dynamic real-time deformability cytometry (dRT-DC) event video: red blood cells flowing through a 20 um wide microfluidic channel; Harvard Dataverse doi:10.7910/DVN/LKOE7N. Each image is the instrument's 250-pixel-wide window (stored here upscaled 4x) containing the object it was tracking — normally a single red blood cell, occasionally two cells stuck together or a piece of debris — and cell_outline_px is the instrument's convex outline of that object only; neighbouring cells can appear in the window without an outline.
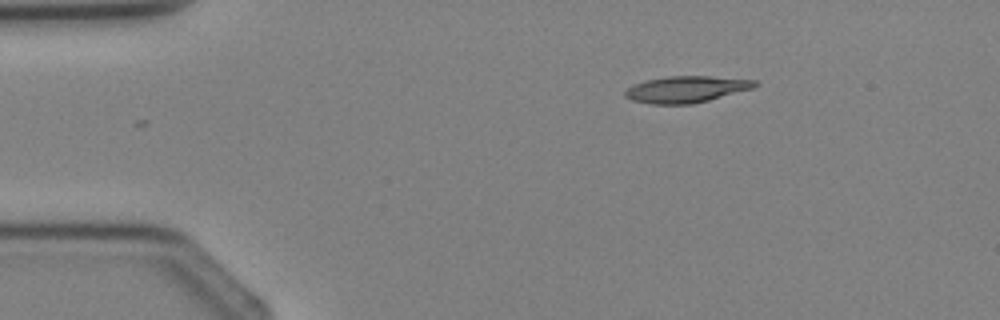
{"species": "Egyptian fruit bat (a non-hibernating species)", "species_latin": "Rousettus aegyptiacus", "temperature_condition": "cold", "stored_images_in_passage": 3, "segment_of_instrument_passage": [1, 2], "camera_frame_rate_fps": 3000, "um_per_image_px": 0.085, "animal": {"sex": "female"}, "frame": {"image": 1, "passage_image": 1, "time_ms": 0.0, "image_size_px": [1000, 320], "cell_outline_px": [[760, 84], [752, 88], [708, 100], [692, 104], [652, 104], [632, 100], [624, 96], [624, 92], [632, 84], [648, 80], [668, 76], [708, 76], [756, 80]], "centroid_in_image_um": [58.31, 7.59], "position_along_channel_um": 26.7, "area_um2": 19.88}}